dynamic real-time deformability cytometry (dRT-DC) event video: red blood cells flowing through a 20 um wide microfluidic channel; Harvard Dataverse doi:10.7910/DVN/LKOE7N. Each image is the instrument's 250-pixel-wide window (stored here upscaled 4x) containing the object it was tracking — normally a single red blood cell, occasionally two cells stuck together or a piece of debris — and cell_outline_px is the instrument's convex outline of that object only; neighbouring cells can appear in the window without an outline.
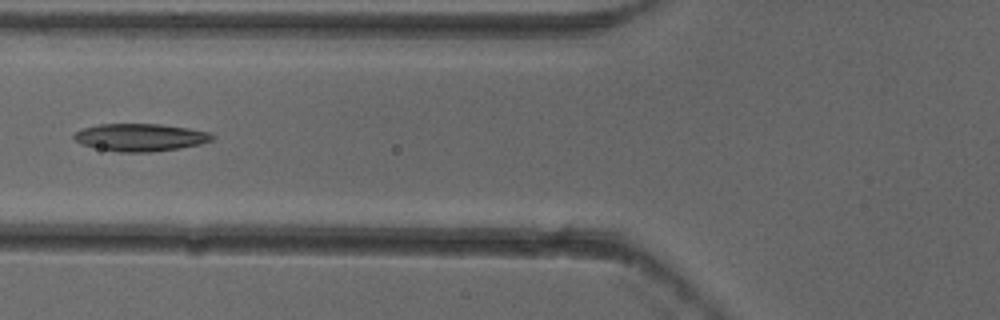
{"species": "common noctule bat (a hibernating species)", "species_latin": "Nyctalus noctula", "temperature_condition": "cold", "stored_images_in_passage": 3, "camera_frame_rate_fps": 3000, "um_per_image_px": 0.085, "animal": {"sex": "female"}, "frame": {"image": 1, "passage_image": 3, "time_ms": 0.667, "image_size_px": [1000, 320], "cell_outline_px": [[216, 136], [212, 140], [200, 144], [180, 148], [152, 152], [120, 152], [80, 144], [72, 136], [76, 132], [84, 128], [100, 124], [160, 124], [188, 128], [208, 132]], "centroid_in_image_um": [11.95, 11.67], "position_along_channel_um": 113.8, "area_um2": 22.02}}